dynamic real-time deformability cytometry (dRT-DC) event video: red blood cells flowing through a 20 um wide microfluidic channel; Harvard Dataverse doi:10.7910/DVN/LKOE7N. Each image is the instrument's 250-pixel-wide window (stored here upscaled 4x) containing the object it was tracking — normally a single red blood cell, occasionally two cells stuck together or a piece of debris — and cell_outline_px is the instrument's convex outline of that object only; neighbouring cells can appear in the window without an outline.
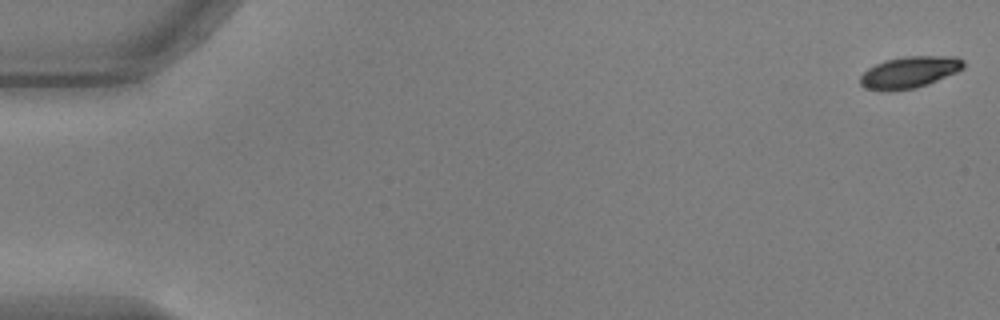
{"species": "common noctule bat (a hibernating species)", "species_latin": "Nyctalus noctula", "temperature_condition": "warm", "stored_images_in_passage": 55, "camera_frame_rate_fps": 3000, "um_per_image_px": 0.085, "animal": {"sex": "male", "body_mass_g": 17.9, "forearm_length_mm": 54.2}, "frame": {"image": 1, "passage_image": 1, "time_ms": 0.0, "image_size_px": [1000, 320], "cell_outline_px": [[964, 68], [956, 72], [928, 84], [916, 88], [892, 92], [884, 92], [864, 88], [860, 84], [860, 76], [868, 68], [884, 60], [904, 56], [956, 56], [964, 60]], "centroid_in_image_um": [77.28, 6.15], "position_along_channel_um": 7.7, "area_um2": 19.36}}
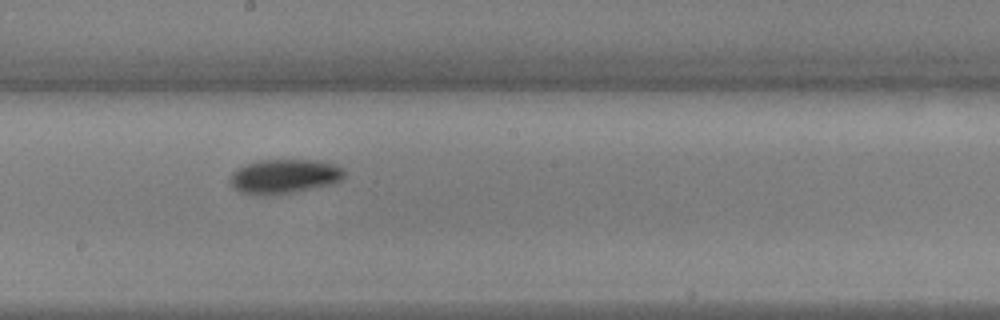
{"frame": {"image": 2, "passage_image": 31, "time_ms": 10.0, "image_size_px": [1000, 320], "cell_outline_px": [[344, 176], [340, 180], [332, 184], [296, 192], [272, 196], [240, 192], [232, 188], [232, 172], [236, 168], [244, 164], [260, 160], [320, 160], [336, 164], [344, 168]], "centroid_in_image_um": [24.19, 14.99], "position_along_channel_um": 224.0, "area_um2": 23.12}}
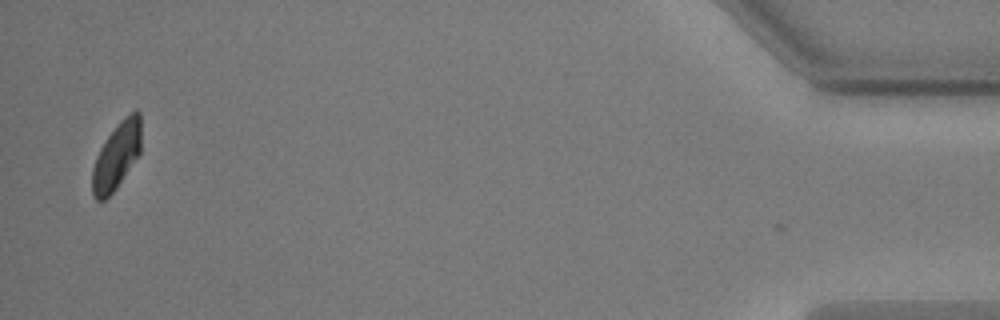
{"frame": {"image": 3, "passage_image": 54, "time_ms": 17.667, "image_size_px": [1000, 320], "cell_outline_px": [[140, 152], [116, 188], [104, 200], [96, 200], [92, 196], [92, 168], [96, 156], [100, 148], [108, 136], [120, 120], [124, 116], [136, 108], [140, 112]], "centroid_in_image_um": [9.89, 13.23], "position_along_channel_um": 425.3, "area_um2": 18.9}, "authors_computed_cell_mechanics": {"area_um2": 20.4034, "velocity_mm_per_s": 3.6899, "shape_relaxation_time_tau1_ms": 2.1066, "shape_relaxation_time_tau2_ms": null, "deformation_change_tau1": 0.1478, "deformation_change_tau2": null}}